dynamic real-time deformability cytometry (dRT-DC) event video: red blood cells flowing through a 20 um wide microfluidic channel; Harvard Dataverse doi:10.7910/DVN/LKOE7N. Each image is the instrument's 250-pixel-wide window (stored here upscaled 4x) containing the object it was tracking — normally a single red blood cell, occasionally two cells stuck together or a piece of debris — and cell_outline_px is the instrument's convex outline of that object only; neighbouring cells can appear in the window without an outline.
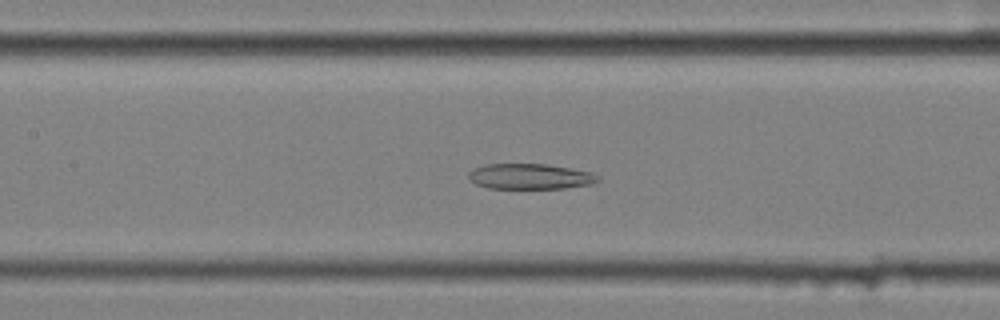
{"species": "common noctule bat (a hibernating species)", "species_latin": "Nyctalus noctula", "temperature_condition": "cold", "stored_images_in_passage": 56, "camera_frame_rate_fps": 3000, "um_per_image_px": 0.085, "animal": {"sex": "female", "body_mass_g": 25.1}, "frame": {"image": 1, "passage_image": 26, "time_ms": 8.333, "image_size_px": [1000, 320], "cell_outline_px": [[600, 180], [592, 184], [564, 188], [488, 188], [476, 184], [468, 180], [468, 172], [484, 164], [544, 164], [572, 168], [592, 172], [600, 176]], "centroid_in_image_um": [45.07, 15.0], "position_along_channel_um": 162.3, "area_um2": 19.31}}
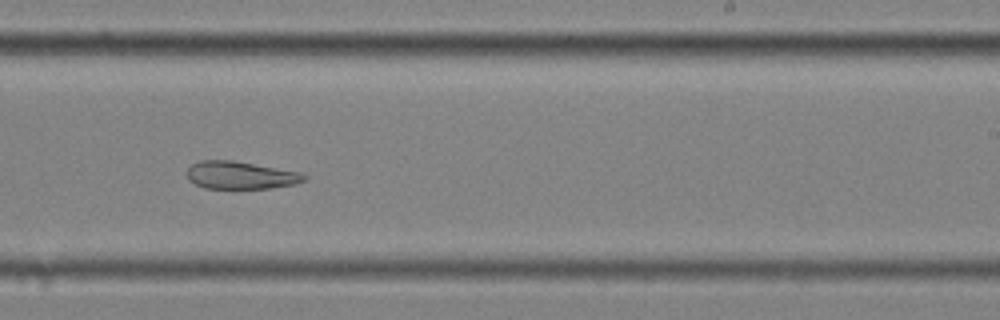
{"frame": {"image": 2, "passage_image": 35, "time_ms": 11.333, "image_size_px": [1000, 320], "cell_outline_px": [[308, 180], [296, 184], [268, 188], [204, 188], [188, 180], [188, 168], [192, 164], [200, 160], [232, 160], [300, 172], [308, 176]], "centroid_in_image_um": [20.47, 14.89], "position_along_channel_um": 268.5, "area_um2": 18.84}}
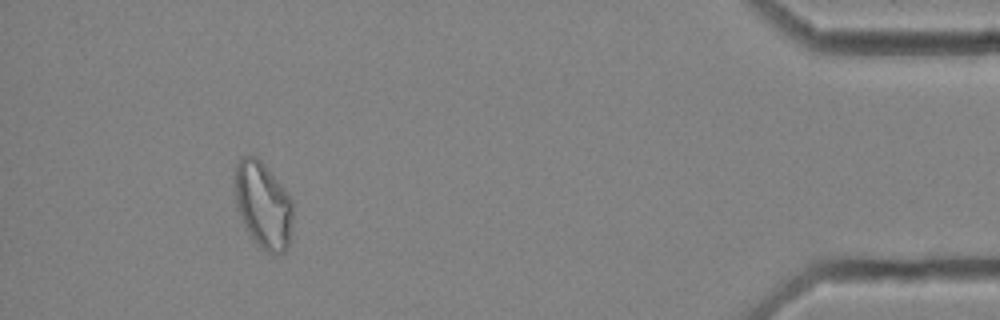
{"frame": {"image": 3, "passage_image": 52, "time_ms": 17.0, "image_size_px": [1000, 320], "cell_outline_px": [[292, 220], [288, 248], [284, 252], [272, 256], [260, 248], [256, 244], [248, 232], [236, 208], [232, 184], [232, 176], [236, 164], [240, 156], [256, 156], [268, 168], [284, 188], [292, 200]], "centroid_in_image_um": [22.32, 17.42], "position_along_channel_um": 412.9, "area_um2": 30.06}, "authors_computed_cell_mechanics": {"area_um2": 26.8481, "velocity_mm_per_s": 3.548, "shape_relaxation_time_tau1_ms": null, "shape_relaxation_time_tau2_ms": 8.7415, "deformation_change_tau1": null, "deformation_change_tau2": 0.1902}}